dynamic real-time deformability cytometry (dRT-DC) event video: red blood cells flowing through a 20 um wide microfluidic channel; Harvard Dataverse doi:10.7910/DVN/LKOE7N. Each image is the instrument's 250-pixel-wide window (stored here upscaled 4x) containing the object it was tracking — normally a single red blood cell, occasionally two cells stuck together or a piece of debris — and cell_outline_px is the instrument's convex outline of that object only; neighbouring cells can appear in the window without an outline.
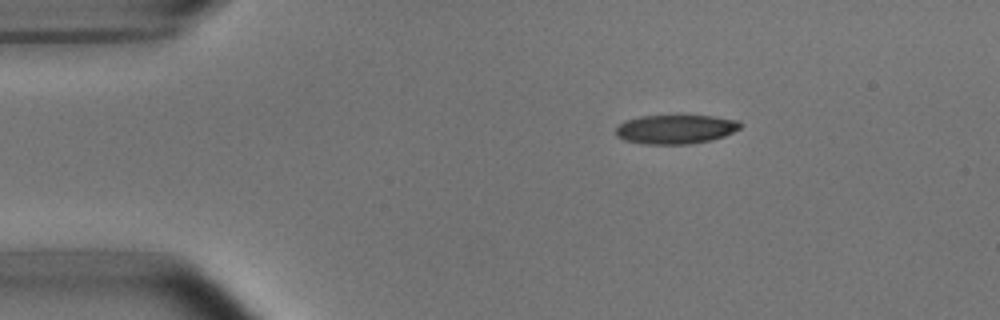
{"species": "common noctule bat (a hibernating species)", "species_latin": "Nyctalus noctula", "temperature_condition": "room temperature", "stored_images_in_passage": 45, "camera_frame_rate_fps": 3000, "um_per_image_px": 0.085, "animal": {"sex": "male", "body_mass_g": 15.6}, "frame": {"image": 1, "passage_image": 1, "time_ms": 0.0, "image_size_px": [1000, 320], "cell_outline_px": [[740, 128], [724, 136], [712, 140], [688, 144], [644, 144], [624, 140], [616, 136], [616, 128], [624, 120], [640, 116], [680, 112], [712, 116], [740, 120]], "centroid_in_image_um": [57.42, 10.93], "position_along_channel_um": 27.6, "area_um2": 22.14}}
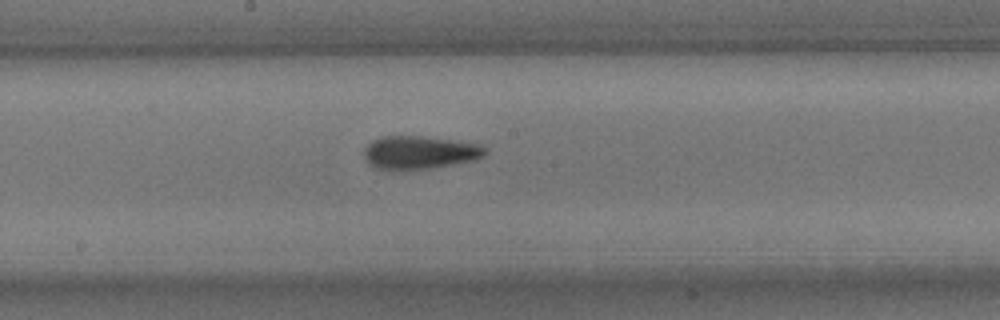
{"frame": {"image": 2, "passage_image": 20, "time_ms": 6.333, "image_size_px": [1000, 320], "cell_outline_px": [[488, 152], [484, 156], [472, 160], [432, 168], [372, 168], [364, 160], [364, 148], [372, 140], [384, 136], [420, 136], [480, 144]], "centroid_in_image_um": [35.63, 12.94], "position_along_channel_um": 212.6, "area_um2": 22.95}}
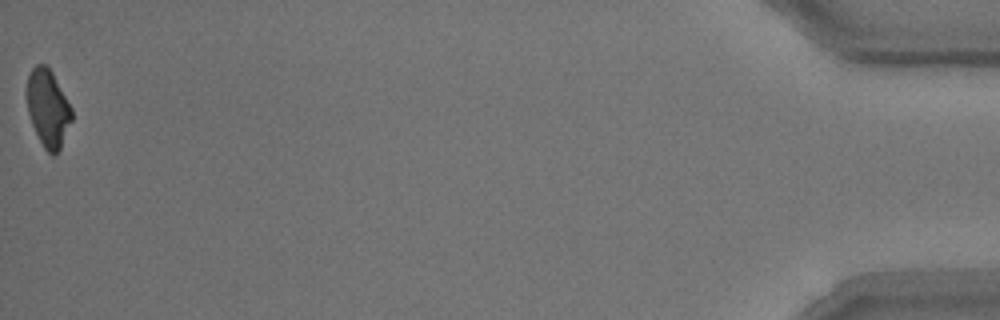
{"frame": {"image": 3, "passage_image": 45, "time_ms": 14.667, "image_size_px": [1000, 320], "cell_outline_px": [[72, 120], [60, 148], [52, 156], [44, 148], [32, 124], [28, 112], [24, 92], [28, 76], [32, 68], [36, 64], [44, 64], [52, 72], [72, 108]], "centroid_in_image_um": [4.04, 9.17], "position_along_channel_um": 431.2, "area_um2": 20.29}, "authors_computed_cell_mechanics": {"area_um2": 22.542, "velocity_mm_per_s": 3.7713, "shape_relaxation_time_tau1_ms": 4.6485, "shape_relaxation_time_tau2_ms": 2.4618, "deformation_change_tau1": 0.155, "deformation_change_tau2": 0.1086}}